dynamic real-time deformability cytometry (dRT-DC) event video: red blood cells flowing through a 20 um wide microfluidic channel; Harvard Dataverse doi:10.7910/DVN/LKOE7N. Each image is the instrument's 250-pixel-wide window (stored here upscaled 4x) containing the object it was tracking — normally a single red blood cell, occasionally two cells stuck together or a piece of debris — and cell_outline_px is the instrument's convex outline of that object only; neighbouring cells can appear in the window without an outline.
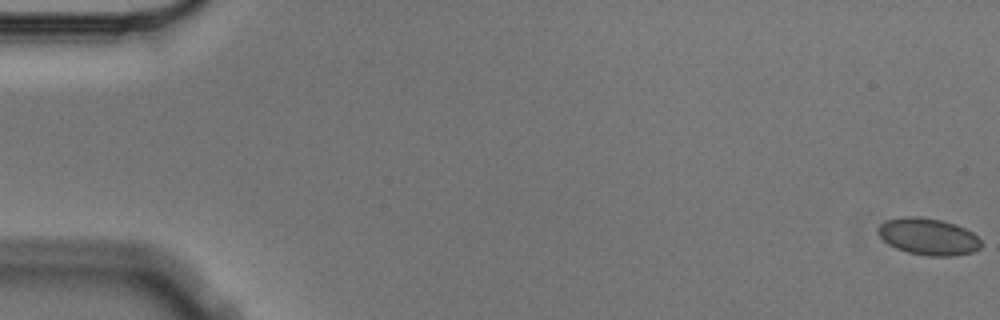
{"species": "Egyptian fruit bat (a non-hibernating species)", "species_latin": "Rousettus aegyptiacus", "temperature_condition": "cold", "stored_images_in_passage": 4, "segment_of_instrument_passage": [2, 2], "camera_frame_rate_fps": 3000, "um_per_image_px": 0.085, "animal": {"sex": "male"}, "frame": {"image": 1, "passage_image": 4, "time_ms": 1.0, "image_size_px": [1000, 320], "cell_outline_px": [[980, 248], [972, 252], [952, 256], [928, 256], [908, 252], [896, 248], [888, 244], [876, 232], [876, 228], [884, 220], [904, 216], [920, 216], [940, 220], [956, 224], [972, 232], [980, 240]], "centroid_in_image_um": [78.86, 20.1], "position_along_channel_um": 6.1, "area_um2": 22.2}}